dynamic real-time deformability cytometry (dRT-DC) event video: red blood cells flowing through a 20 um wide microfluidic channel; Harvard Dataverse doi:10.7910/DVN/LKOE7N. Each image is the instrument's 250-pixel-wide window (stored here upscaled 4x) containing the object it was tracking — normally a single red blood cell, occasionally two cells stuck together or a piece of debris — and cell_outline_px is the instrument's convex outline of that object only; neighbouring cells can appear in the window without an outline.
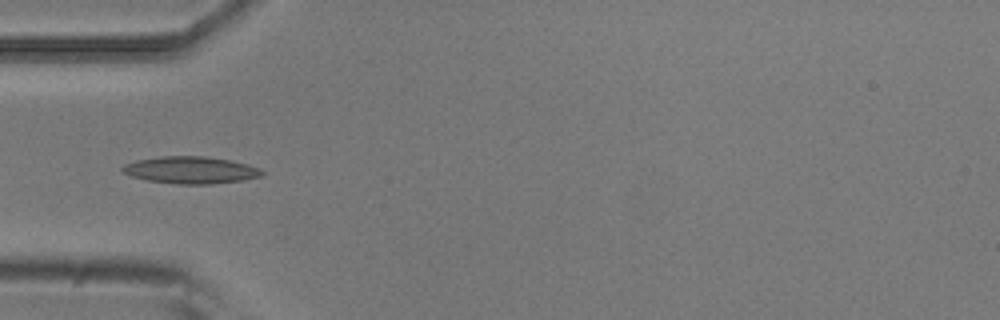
{"species": "common noctule bat (a hibernating species)", "species_latin": "Nyctalus noctula", "temperature_condition": "room temperature", "stored_images_in_passage": 3, "camera_frame_rate_fps": 3000, "um_per_image_px": 0.085, "animal": {"sex": "male", "body_mass_g": 20.5, "forearm_length_mm": 52.5}, "frame": {"image": 1, "passage_image": 3, "time_ms": 0.667, "image_size_px": [1000, 320], "cell_outline_px": [[264, 172], [260, 176], [244, 180], [212, 184], [176, 184], [148, 180], [128, 176], [120, 168], [124, 164], [136, 160], [160, 156], [204, 156], [228, 160], [248, 164], [260, 168]], "centroid_in_image_um": [16.18, 14.45], "position_along_channel_um": 68.8, "area_um2": 22.08}}